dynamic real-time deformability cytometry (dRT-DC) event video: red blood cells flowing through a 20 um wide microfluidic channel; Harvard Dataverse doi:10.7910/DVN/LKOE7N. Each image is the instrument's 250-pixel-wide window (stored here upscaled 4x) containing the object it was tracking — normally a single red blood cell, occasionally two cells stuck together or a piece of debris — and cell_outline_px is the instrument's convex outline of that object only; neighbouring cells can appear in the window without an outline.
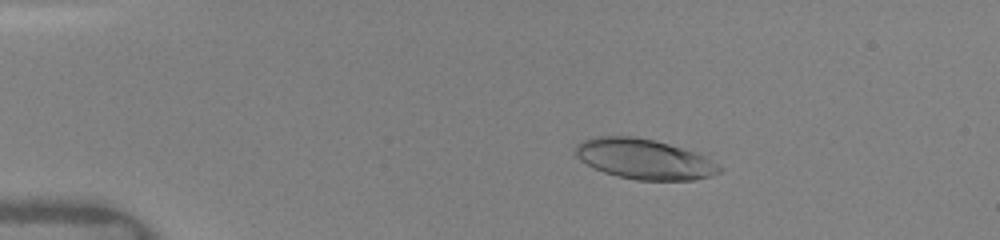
{"species": "human", "species_latin": "Homo sapiens", "temperature_condition": "warm", "stored_images_in_passage": 50, "camera_frame_rate_fps": 3000, "um_per_image_px": 0.085, "donor": {"sex": "female"}, "frame": {"image": 1, "passage_image": 2, "time_ms": 0.667, "image_size_px": [1000, 240], "cell_outline_px": [[724, 168], [720, 172], [712, 176], [692, 180], [636, 180], [616, 176], [604, 172], [580, 160], [576, 156], [576, 144], [584, 140], [596, 136], [632, 136], [656, 140], [708, 152]], "centroid_in_image_um": [54.93, 13.5], "position_along_channel_um": 30.1, "area_um2": 34.85}}
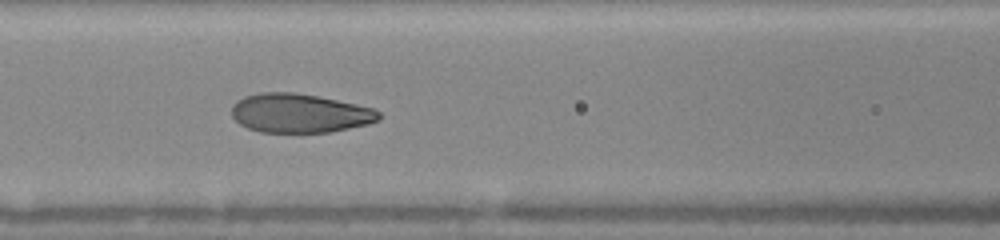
{"frame": {"image": 2, "passage_image": 17, "time_ms": 5.0, "image_size_px": [1000, 240], "cell_outline_px": [[380, 120], [368, 124], [332, 132], [260, 132], [248, 128], [240, 124], [232, 116], [232, 104], [236, 100], [244, 96], [260, 92], [296, 92], [376, 108], [380, 112]], "centroid_in_image_um": [25.47, 9.62], "position_along_channel_um": 141.1, "area_um2": 33.64}}
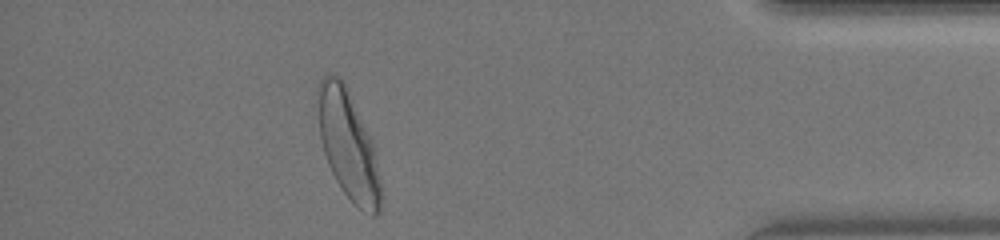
{"frame": {"image": 3, "passage_image": 45, "time_ms": 12.333, "image_size_px": [1000, 240], "cell_outline_px": [[384, 196], [380, 212], [376, 216], [372, 216], [356, 208], [352, 204], [336, 180], [328, 164], [324, 152], [320, 136], [316, 92], [316, 88], [320, 80], [328, 72], [332, 72], [340, 76], [344, 80], [372, 140]], "centroid_in_image_um": [29.61, 12.34], "position_along_channel_um": 405.6, "area_um2": 40.69}, "authors_computed_cell_mechanics": {"area_um2": 34.1887, "velocity_mm_per_s": 4.1123, "shape_relaxation_time_tau1_ms": 2.6716, "shape_relaxation_time_tau2_ms": null, "deformation_change_tau1": 0.1598, "deformation_change_tau2": null}}